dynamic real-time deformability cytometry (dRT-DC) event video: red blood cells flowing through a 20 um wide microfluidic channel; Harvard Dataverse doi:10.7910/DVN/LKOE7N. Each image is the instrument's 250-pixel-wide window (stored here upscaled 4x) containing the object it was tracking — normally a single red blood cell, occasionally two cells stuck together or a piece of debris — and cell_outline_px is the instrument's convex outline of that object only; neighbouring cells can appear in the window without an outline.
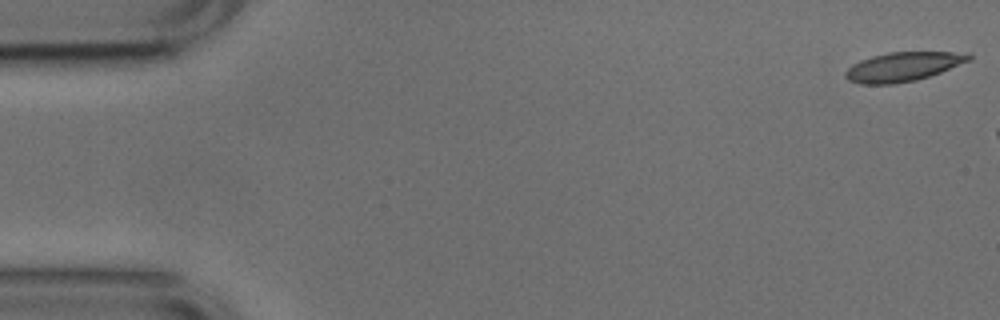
{"species": "common noctule bat (a hibernating species)", "species_latin": "Nyctalus noctula", "temperature_condition": "cold", "stored_images_in_passage": 7, "camera_frame_rate_fps": 3000, "um_per_image_px": 0.085, "animal": {"sex": "male", "body_mass_g": 17.9, "forearm_length_mm": 54.2}, "frame": {"image": 1, "passage_image": 1, "time_ms": 0.0, "image_size_px": [1000, 320], "cell_outline_px": [[972, 60], [940, 72], [916, 80], [892, 84], [860, 84], [848, 80], [844, 76], [844, 72], [852, 64], [860, 60], [872, 56], [888, 52], [968, 52], [972, 56]], "centroid_in_image_um": [76.75, 5.66], "position_along_channel_um": 8.2, "area_um2": 21.04}}